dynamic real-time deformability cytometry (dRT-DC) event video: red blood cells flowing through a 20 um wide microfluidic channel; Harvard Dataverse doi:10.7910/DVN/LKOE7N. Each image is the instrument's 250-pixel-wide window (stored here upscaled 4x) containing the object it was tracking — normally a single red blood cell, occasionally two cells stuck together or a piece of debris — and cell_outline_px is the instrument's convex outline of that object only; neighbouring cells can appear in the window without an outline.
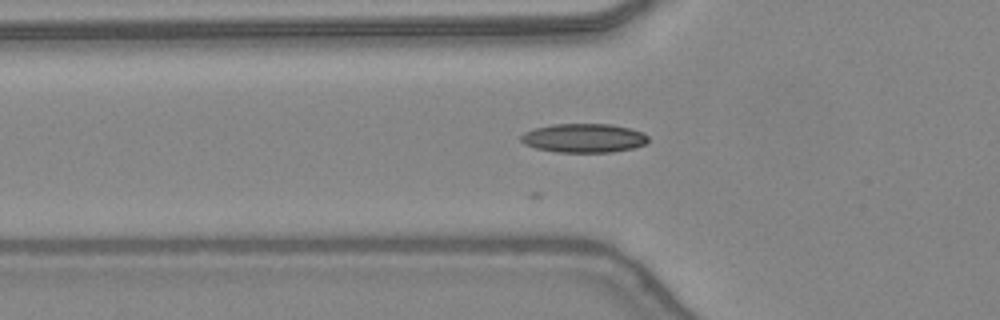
{"species": "common noctule bat (a hibernating species)", "species_latin": "Nyctalus noctula", "temperature_condition": "warm", "stored_images_in_passage": 10, "camera_frame_rate_fps": 3000, "um_per_image_px": 0.085, "animal": {"sex": "female", "body_mass_g": 24.6, "forearm_length_mm": 56.2}, "frame": {"image": 1, "passage_image": 2, "time_ms": 0.333, "image_size_px": [1000, 320], "cell_outline_px": [[648, 140], [644, 144], [632, 148], [612, 152], [556, 152], [536, 148], [524, 144], [520, 140], [520, 136], [524, 132], [536, 128], [552, 124], [612, 124], [632, 128], [648, 136]], "centroid_in_image_um": [49.61, 11.73], "position_along_channel_um": 76.2, "area_um2": 21.44}}
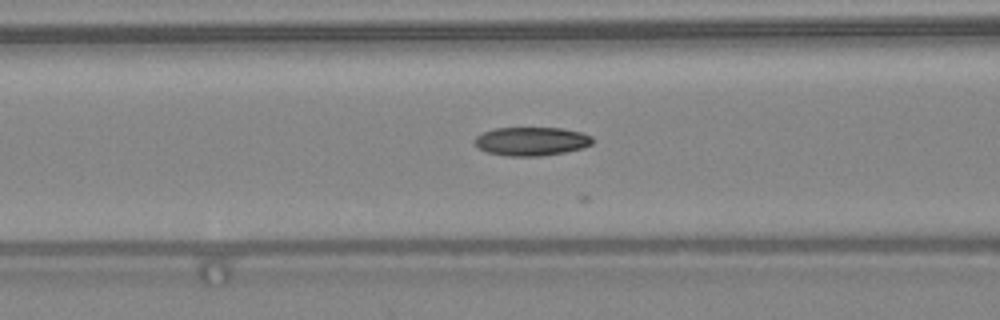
{"frame": {"image": 2, "passage_image": 5, "time_ms": 1.333, "image_size_px": [1000, 320], "cell_outline_px": [[592, 144], [580, 148], [564, 152], [540, 156], [508, 156], [488, 152], [476, 148], [472, 144], [472, 140], [476, 136], [484, 132], [496, 128], [560, 128], [580, 132], [592, 136]], "centroid_in_image_um": [45.1, 12.01], "position_along_channel_um": 121.5, "area_um2": 19.65}}
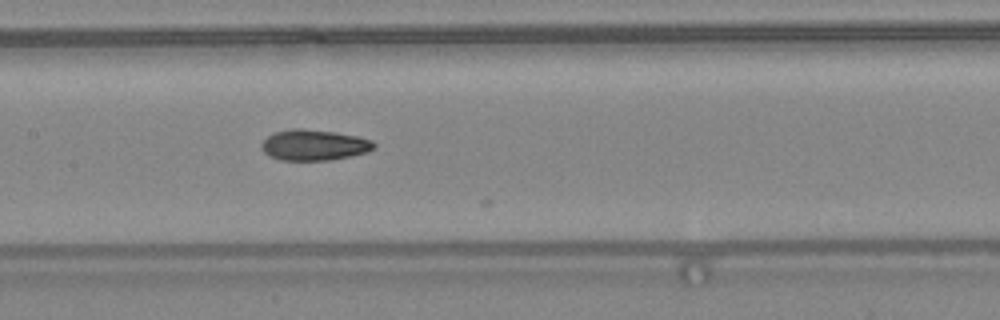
{"frame": {"image": 3, "passage_image": 9, "time_ms": 2.667, "image_size_px": [1000, 320], "cell_outline_px": [[376, 148], [368, 152], [332, 160], [280, 160], [264, 152], [264, 140], [268, 136], [276, 132], [296, 128], [300, 128], [336, 132], [356, 136], [372, 140], [376, 144]], "centroid_in_image_um": [26.77, 12.33], "position_along_channel_um": 180.6, "area_um2": 19.94}}